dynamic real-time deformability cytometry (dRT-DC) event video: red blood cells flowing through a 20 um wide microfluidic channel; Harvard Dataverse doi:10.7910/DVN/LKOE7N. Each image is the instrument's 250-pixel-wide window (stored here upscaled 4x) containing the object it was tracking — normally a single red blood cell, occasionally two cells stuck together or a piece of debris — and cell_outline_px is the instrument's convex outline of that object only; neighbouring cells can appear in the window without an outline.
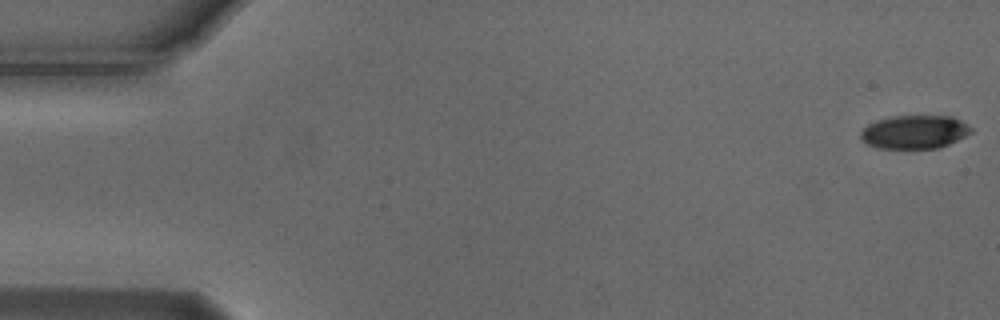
{"species": "Egyptian fruit bat (a non-hibernating species)", "species_latin": "Rousettus aegyptiacus", "temperature_condition": "cold", "stored_images_in_passage": 6, "camera_frame_rate_fps": 3000, "um_per_image_px": 0.085, "animal": {"sex": "male"}, "frame": {"image": 1, "passage_image": 1, "time_ms": 0.0, "image_size_px": [1000, 320], "cell_outline_px": [[972, 132], [948, 144], [936, 148], [880, 148], [868, 144], [860, 136], [860, 132], [868, 124], [876, 120], [892, 116], [952, 116], [960, 120], [972, 128]], "centroid_in_image_um": [77.73, 11.2], "position_along_channel_um": 7.3, "area_um2": 21.27}}